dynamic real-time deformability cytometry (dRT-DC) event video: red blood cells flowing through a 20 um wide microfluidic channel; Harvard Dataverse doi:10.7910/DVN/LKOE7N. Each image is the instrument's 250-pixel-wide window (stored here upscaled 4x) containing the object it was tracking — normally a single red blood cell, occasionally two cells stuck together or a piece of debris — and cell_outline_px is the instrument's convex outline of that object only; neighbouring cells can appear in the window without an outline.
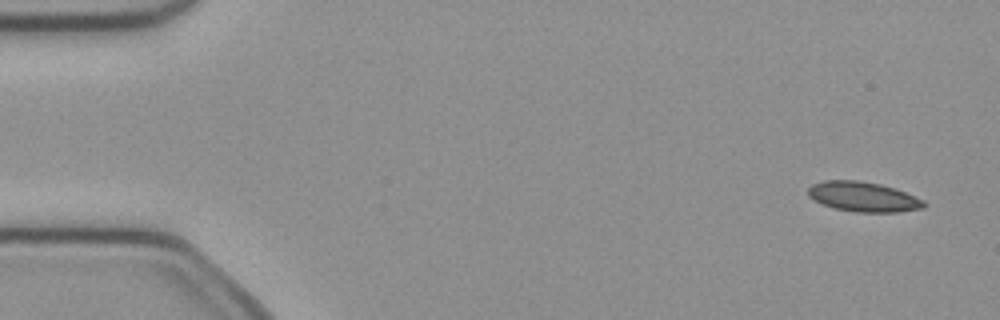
{"species": "common noctule bat (a hibernating species)", "species_latin": "Nyctalus noctula", "temperature_condition": "cold", "stored_images_in_passage": 6, "camera_frame_rate_fps": 3000, "um_per_image_px": 0.085, "animal": {"sex": "female", "body_mass_g": 21.9}, "frame": {"image": 1, "passage_image": 1, "time_ms": 0.0, "image_size_px": [1000, 320], "cell_outline_px": [[928, 204], [924, 208], [900, 212], [856, 212], [832, 208], [808, 196], [808, 188], [812, 184], [824, 180], [856, 180], [880, 184], [896, 188], [924, 200]], "centroid_in_image_um": [73.41, 16.73], "position_along_channel_um": 11.6, "area_um2": 20.29}}
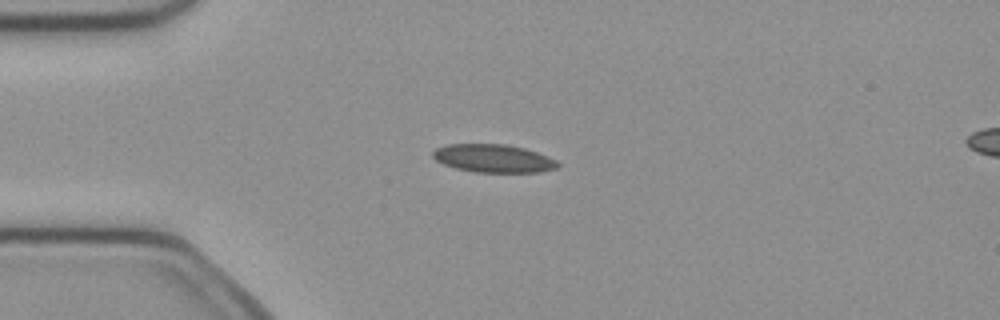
{"frame": {"image": 2, "passage_image": 4, "time_ms": 1.0, "image_size_px": [1000, 320], "cell_outline_px": [[560, 164], [556, 168], [540, 172], [476, 172], [456, 168], [444, 164], [436, 160], [432, 156], [432, 152], [436, 148], [448, 144], [504, 144], [524, 148], [548, 156], [556, 160]], "centroid_in_image_um": [41.94, 13.46], "position_along_channel_um": 43.1, "area_um2": 20.35}}